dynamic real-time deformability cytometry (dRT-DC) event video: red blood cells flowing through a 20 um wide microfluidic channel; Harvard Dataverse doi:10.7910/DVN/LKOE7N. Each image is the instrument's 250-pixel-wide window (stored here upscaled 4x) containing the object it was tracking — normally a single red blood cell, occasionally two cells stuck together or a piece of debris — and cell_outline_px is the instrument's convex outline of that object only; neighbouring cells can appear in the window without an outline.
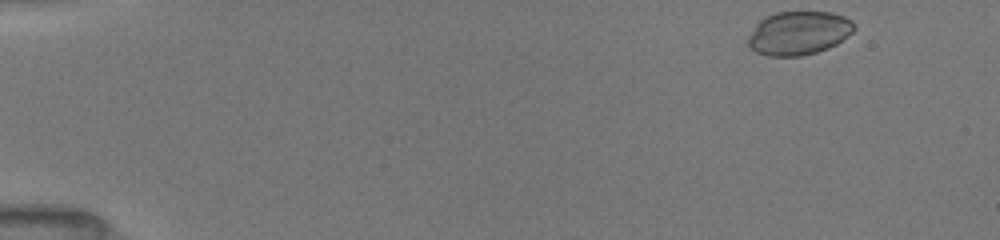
{"species": "common noctule bat (a hibernating species)", "species_latin": "Nyctalus noctula", "temperature_condition": "room temperature", "stored_images_in_passage": 6, "camera_frame_rate_fps": 3000, "um_per_image_px": 0.085, "animal": {"sex": "female", "body_mass_g": 19.5, "forearm_length_mm": 54.1}, "frame": {"image": 1, "passage_image": 1, "time_ms": 0.0, "image_size_px": [1000, 240], "cell_outline_px": [[856, 28], [852, 32], [836, 44], [828, 48], [816, 52], [800, 56], [768, 56], [756, 52], [748, 48], [748, 36], [756, 24], [764, 16], [776, 12], [832, 12], [844, 16], [852, 20]], "centroid_in_image_um": [67.87, 2.81], "position_along_channel_um": 17.1, "area_um2": 27.11}}
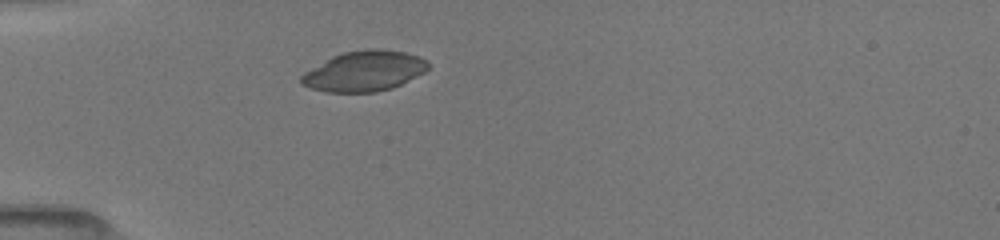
{"frame": {"image": 2, "passage_image": 6, "time_ms": 3.667, "image_size_px": [1000, 240], "cell_outline_px": [[428, 68], [424, 72], [392, 88], [376, 92], [328, 92], [312, 88], [300, 84], [300, 76], [304, 72], [332, 56], [344, 52], [364, 48], [380, 48], [404, 52], [420, 56], [428, 60]], "centroid_in_image_um": [30.96, 6.03], "position_along_channel_um": 54.0, "area_um2": 29.88}}